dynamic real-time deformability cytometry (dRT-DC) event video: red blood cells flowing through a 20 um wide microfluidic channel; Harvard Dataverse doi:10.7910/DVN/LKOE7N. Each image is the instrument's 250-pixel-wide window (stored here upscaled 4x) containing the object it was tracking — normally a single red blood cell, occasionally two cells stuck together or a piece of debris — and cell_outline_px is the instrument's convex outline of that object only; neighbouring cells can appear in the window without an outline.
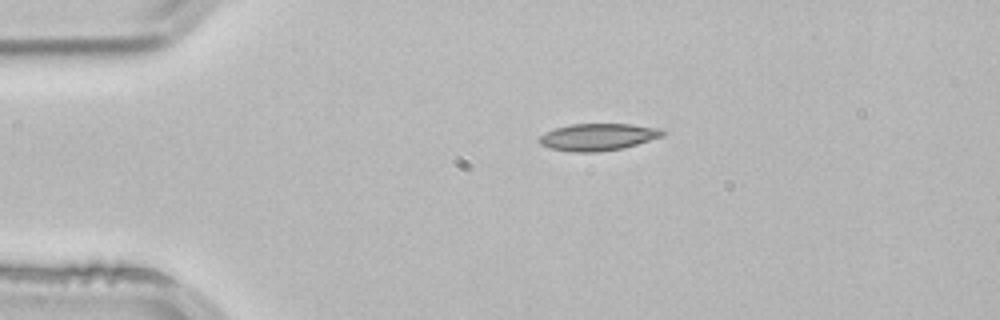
{"species": "common noctule bat (a hibernating species)", "species_latin": "Nyctalus noctula", "temperature_condition": "room temperature", "stored_images_in_passage": 4, "camera_frame_rate_fps": 3000, "um_per_image_px": 0.085, "animal": {"sex": "male", "body_mass_g": 21.5, "forearm_length_mm": 52.0}, "frame": {"image": 1, "passage_image": 4, "time_ms": 1.0, "image_size_px": [1000, 320], "cell_outline_px": [[668, 132], [664, 136], [624, 148], [596, 152], [572, 152], [548, 148], [540, 144], [536, 140], [544, 132], [556, 128], [572, 124], [632, 124], [664, 128]], "centroid_in_image_um": [50.86, 11.64], "position_along_channel_um": 34.1, "area_um2": 19.83}}